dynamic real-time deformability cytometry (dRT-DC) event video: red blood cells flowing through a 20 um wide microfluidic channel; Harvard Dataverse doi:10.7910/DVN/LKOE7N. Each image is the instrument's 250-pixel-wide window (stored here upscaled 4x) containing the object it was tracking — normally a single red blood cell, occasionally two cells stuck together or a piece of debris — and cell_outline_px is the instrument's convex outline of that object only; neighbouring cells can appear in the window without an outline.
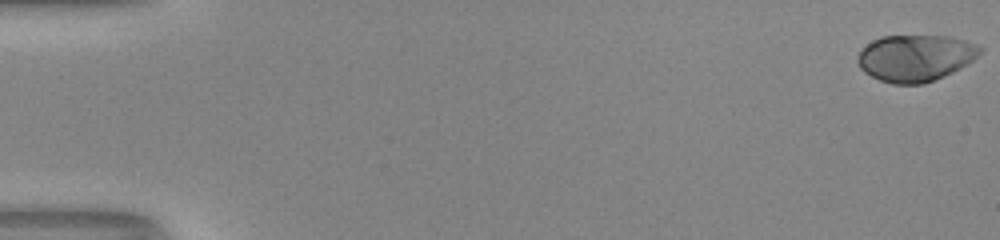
{"species": "human", "species_latin": "Homo sapiens", "temperature_condition": "room temperature", "stored_images_in_passage": 53, "camera_frame_rate_fps": 3000, "um_per_image_px": 0.085, "donor": {"sex": "male"}, "frame": {"image": 1, "passage_image": 1, "time_ms": 0.0, "image_size_px": [1000, 240], "cell_outline_px": [[984, 48], [972, 60], [960, 68], [944, 76], [924, 84], [892, 84], [880, 80], [864, 72], [860, 68], [856, 60], [856, 56], [872, 40], [880, 36], [952, 36], [976, 44]], "centroid_in_image_um": [77.79, 4.92], "position_along_channel_um": 7.2, "area_um2": 33.23}}
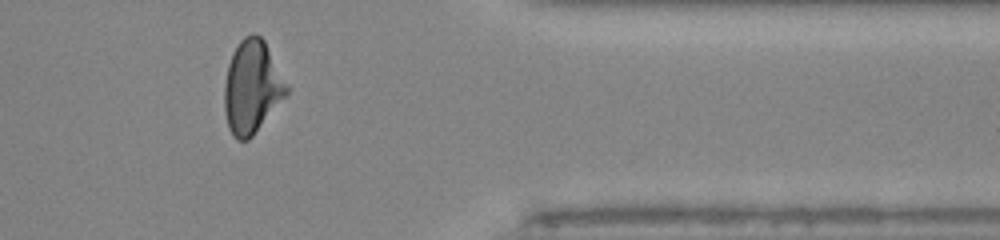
{"frame": {"image": 2, "passage_image": 44, "time_ms": 14.333, "image_size_px": [1000, 240], "cell_outline_px": [[292, 88], [252, 136], [248, 140], [236, 140], [232, 136], [228, 128], [224, 112], [224, 84], [228, 64], [232, 52], [240, 40], [244, 36], [252, 32], [260, 36], [264, 40]], "centroid_in_image_um": [21.43, 7.37], "position_along_channel_um": 390.0, "area_um2": 34.22}}
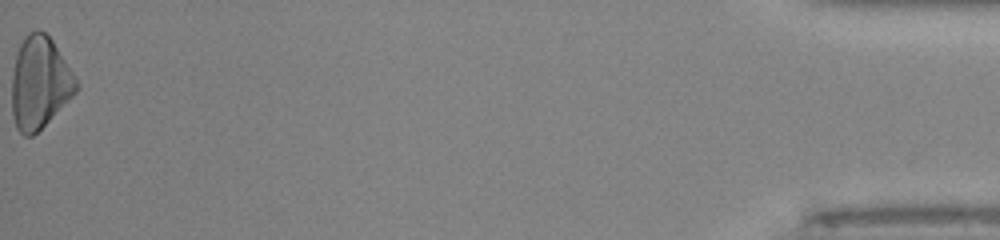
{"frame": {"image": 3, "passage_image": 53, "time_ms": 17.333, "image_size_px": [1000, 240], "cell_outline_px": [[80, 88], [32, 136], [24, 136], [16, 128], [12, 116], [12, 76], [16, 56], [20, 44], [24, 36], [28, 32], [36, 28], [44, 32], [52, 40], [80, 84]], "centroid_in_image_um": [3.36, 7.01], "position_along_channel_um": 431.8, "area_um2": 34.28}, "authors_computed_cell_mechanics": {"area_um2": 33.3506, "velocity_mm_per_s": 4.1518, "shape_relaxation_time_tau1_ms": 5.2665, "shape_relaxation_time_tau2_ms": null, "deformation_change_tau1": 0.2376, "deformation_change_tau2": null}}